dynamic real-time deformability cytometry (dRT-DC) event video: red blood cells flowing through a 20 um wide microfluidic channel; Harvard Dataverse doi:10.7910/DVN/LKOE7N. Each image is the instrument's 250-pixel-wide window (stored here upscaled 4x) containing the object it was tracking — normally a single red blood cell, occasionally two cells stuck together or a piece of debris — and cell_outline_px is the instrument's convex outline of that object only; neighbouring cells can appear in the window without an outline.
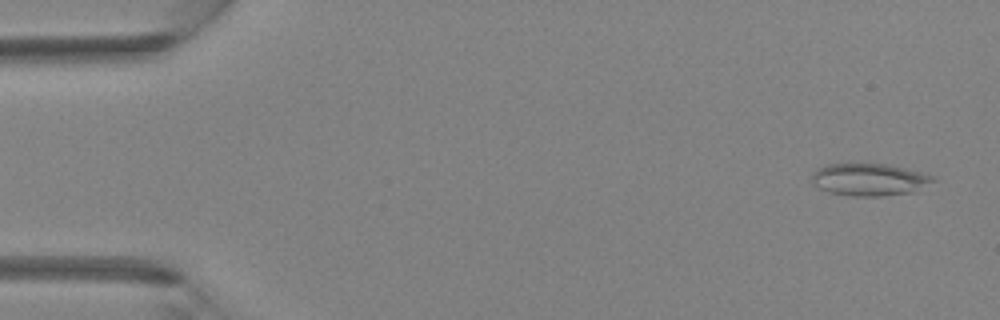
{"species": "Egyptian fruit bat (a non-hibernating species)", "species_latin": "Rousettus aegyptiacus", "temperature_condition": "room temperature", "stored_images_in_passage": 4, "camera_frame_rate_fps": 3000, "um_per_image_px": 0.085, "animal": {"sex": "female"}, "frame": {"image": 1, "passage_image": 1, "time_ms": 0.0, "image_size_px": [1000, 320], "cell_outline_px": [[936, 180], [920, 192], [880, 196], [848, 196], [832, 192], [820, 188], [812, 184], [812, 176], [816, 168], [828, 164], [888, 164], [936, 176]], "centroid_in_image_um": [73.97, 15.28], "position_along_channel_um": 11.0, "area_um2": 23.12}}